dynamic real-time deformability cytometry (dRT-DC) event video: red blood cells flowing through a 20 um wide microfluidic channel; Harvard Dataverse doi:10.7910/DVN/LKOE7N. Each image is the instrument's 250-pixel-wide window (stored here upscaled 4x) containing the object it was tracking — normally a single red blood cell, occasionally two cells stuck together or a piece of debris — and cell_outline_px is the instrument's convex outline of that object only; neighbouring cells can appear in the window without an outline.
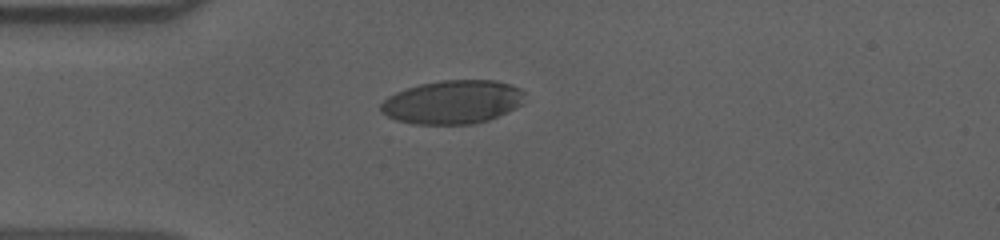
{"species": "human", "species_latin": "Homo sapiens", "temperature_condition": "cold", "stored_images_in_passage": 42, "camera_frame_rate_fps": 3000, "um_per_image_px": 0.085, "donor": {"sex": "male"}, "frame": {"image": 1, "passage_image": 1, "time_ms": 0.0, "image_size_px": [1000, 240], "cell_outline_px": [[524, 92], [520, 104], [488, 120], [472, 124], [412, 124], [396, 120], [380, 112], [380, 104], [388, 96], [396, 92], [420, 84], [440, 80], [496, 80], [512, 84], [520, 88]], "centroid_in_image_um": [38.42, 8.67], "position_along_channel_um": 46.6, "area_um2": 36.36}}
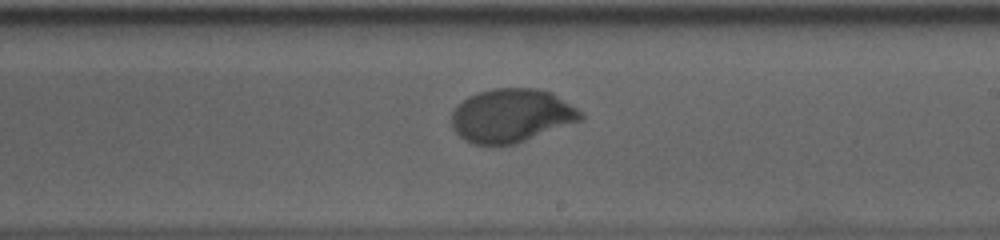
{"frame": {"image": 2, "passage_image": 19, "time_ms": 6.0, "image_size_px": [1000, 240], "cell_outline_px": [[584, 116], [580, 120], [516, 144], [472, 144], [464, 140], [452, 128], [452, 112], [456, 104], [468, 96], [476, 92], [492, 88], [536, 88], [552, 92], [584, 112]], "centroid_in_image_um": [43.45, 9.8], "position_along_channel_um": 245.5, "area_um2": 40.46}}
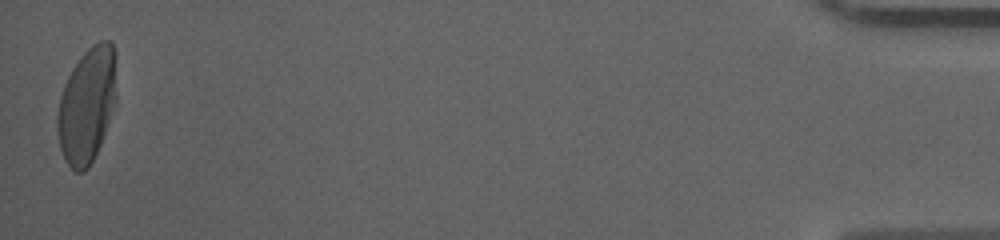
{"frame": {"image": 3, "passage_image": 42, "time_ms": 13.667, "image_size_px": [1000, 240], "cell_outline_px": [[116, 104], [100, 144], [88, 168], [84, 172], [76, 172], [68, 164], [60, 148], [56, 128], [56, 116], [60, 96], [64, 84], [72, 68], [80, 56], [92, 44], [100, 40], [108, 40], [112, 44], [116, 52]], "centroid_in_image_um": [7.4, 8.89], "position_along_channel_um": 427.8, "area_um2": 40.11}, "authors_computed_cell_mechanics": {"area_um2": 40.2866, "velocity_mm_per_s": 3.5873, "shape_relaxation_time_tau1_ms": 3.1924, "shape_relaxation_time_tau2_ms": null, "deformation_change_tau1": 0.1728, "deformation_change_tau2": null}}